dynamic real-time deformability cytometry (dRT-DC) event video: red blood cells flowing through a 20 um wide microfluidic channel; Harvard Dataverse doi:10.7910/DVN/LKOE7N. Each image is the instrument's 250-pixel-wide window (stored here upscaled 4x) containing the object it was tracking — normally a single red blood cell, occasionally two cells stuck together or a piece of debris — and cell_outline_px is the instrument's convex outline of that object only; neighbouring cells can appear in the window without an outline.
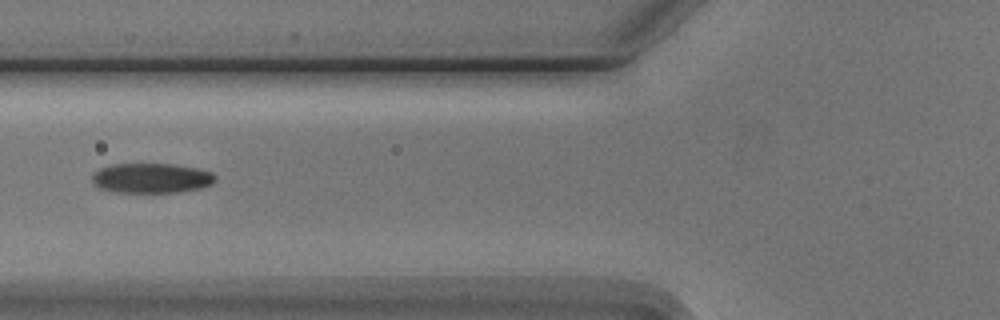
{"species": "Egyptian fruit bat (a non-hibernating species)", "species_latin": "Rousettus aegyptiacus", "temperature_condition": "cold", "stored_images_in_passage": 10, "camera_frame_rate_fps": 3000, "um_per_image_px": 0.085, "animal": {"sex": "male"}, "frame": {"image": 1, "passage_image": 6, "time_ms": 6.667, "image_size_px": [1000, 320], "cell_outline_px": [[216, 180], [212, 184], [200, 188], [180, 192], [112, 192], [100, 188], [92, 180], [92, 172], [100, 168], [112, 164], [172, 164], [196, 168], [212, 172], [216, 176]], "centroid_in_image_um": [12.87, 15.14], "position_along_channel_um": 112.9, "area_um2": 21.5}}
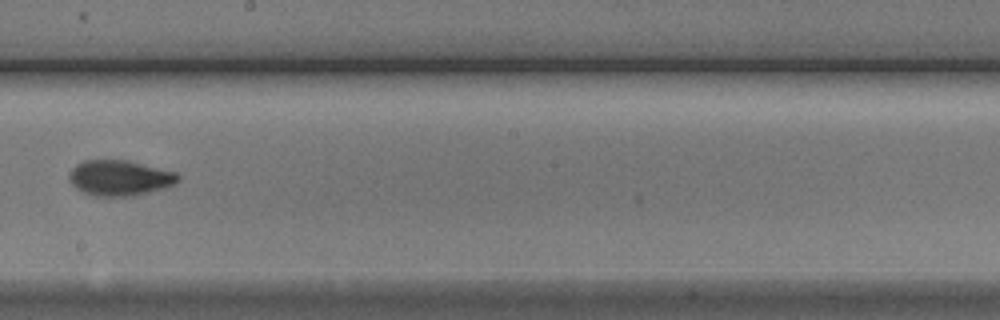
{"frame": {"image": 2, "passage_image": 9, "time_ms": 10.0, "image_size_px": [1000, 320], "cell_outline_px": [[180, 180], [176, 184], [164, 188], [132, 196], [96, 196], [84, 192], [76, 188], [72, 184], [68, 176], [72, 168], [76, 164], [84, 160], [128, 160], [176, 172], [180, 176]], "centroid_in_image_um": [10.19, 15.11], "position_along_channel_um": 238.0, "area_um2": 22.54}}
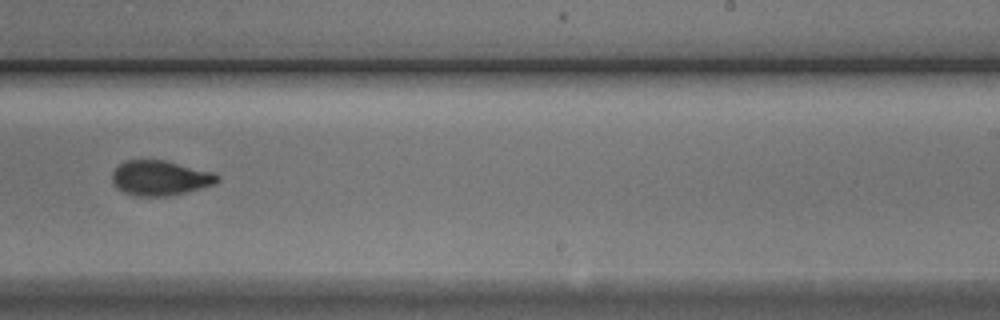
{"frame": {"image": 3, "passage_image": 10, "time_ms": 11.0, "image_size_px": [1000, 320], "cell_outline_px": [[220, 180], [216, 184], [188, 192], [168, 196], [136, 196], [124, 192], [116, 188], [112, 180], [112, 172], [124, 160], [164, 160], [212, 172], [220, 176]], "centroid_in_image_um": [13.62, 15.14], "position_along_channel_um": 275.4, "area_um2": 21.5}}